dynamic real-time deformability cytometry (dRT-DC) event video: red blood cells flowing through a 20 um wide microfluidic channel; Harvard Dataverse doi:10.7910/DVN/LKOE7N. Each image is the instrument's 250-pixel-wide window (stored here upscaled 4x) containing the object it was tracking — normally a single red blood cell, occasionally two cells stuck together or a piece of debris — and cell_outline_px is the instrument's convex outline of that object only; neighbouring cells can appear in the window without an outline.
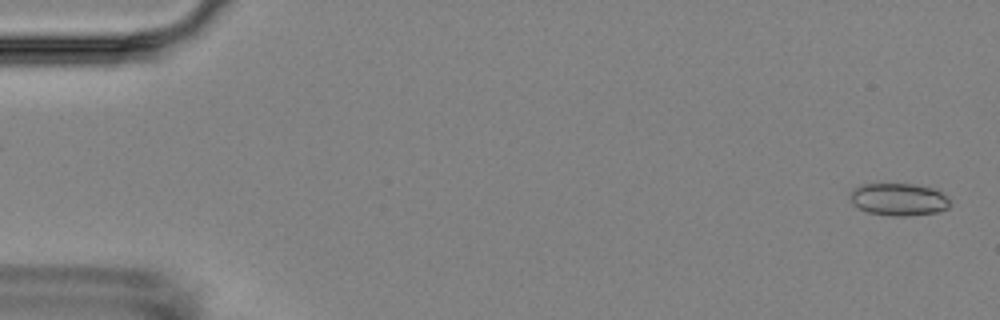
{"species": "Egyptian fruit bat (a non-hibernating species)", "species_latin": "Rousettus aegyptiacus", "temperature_condition": "room temperature", "stored_images_in_passage": 6, "camera_frame_rate_fps": 3000, "um_per_image_px": 0.085, "animal": {"sex": "female"}, "frame": {"image": 1, "passage_image": 6, "time_ms": 6.0, "image_size_px": [1000, 320], "cell_outline_px": [[948, 208], [940, 212], [908, 216], [892, 216], [868, 212], [852, 204], [852, 188], [860, 184], [912, 184], [932, 188], [948, 196]], "centroid_in_image_um": [76.4, 16.95], "position_along_channel_um": 8.6, "area_um2": 18.79}}